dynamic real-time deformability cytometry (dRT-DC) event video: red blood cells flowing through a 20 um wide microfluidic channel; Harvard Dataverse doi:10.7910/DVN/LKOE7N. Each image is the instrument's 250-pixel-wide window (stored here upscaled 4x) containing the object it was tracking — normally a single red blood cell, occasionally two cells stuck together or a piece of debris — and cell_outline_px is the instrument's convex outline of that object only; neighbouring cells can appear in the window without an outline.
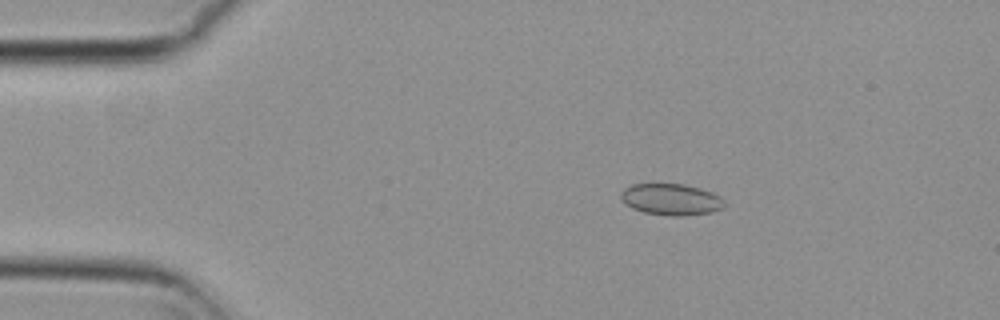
{"species": "common noctule bat (a hibernating species)", "species_latin": "Nyctalus noctula", "temperature_condition": "cold", "stored_images_in_passage": 54, "camera_frame_rate_fps": 3000, "um_per_image_px": 0.085, "animal": {"sex": "female", "body_mass_g": 29.2, "forearm_length_mm": 56.3}, "frame": {"image": 1, "passage_image": 9, "time_ms": 2.667, "image_size_px": [1000, 320], "cell_outline_px": [[724, 208], [712, 212], [684, 216], [668, 216], [644, 212], [632, 208], [620, 200], [620, 192], [624, 188], [632, 184], [684, 184], [700, 188], [712, 192], [720, 196], [724, 200]], "centroid_in_image_um": [57.04, 16.95], "position_along_channel_um": 28.0, "area_um2": 19.19}}
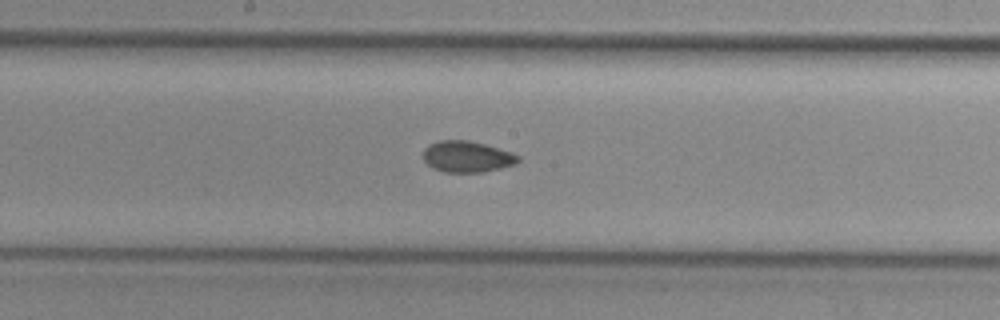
{"frame": {"image": 2, "passage_image": 28, "time_ms": 9.0, "image_size_px": [1000, 320], "cell_outline_px": [[520, 160], [516, 164], [484, 172], [444, 172], [432, 168], [424, 160], [424, 148], [428, 144], [440, 140], [468, 140], [484, 144], [512, 152], [520, 156]], "centroid_in_image_um": [39.7, 13.31], "position_along_channel_um": 208.5, "area_um2": 17.34}}
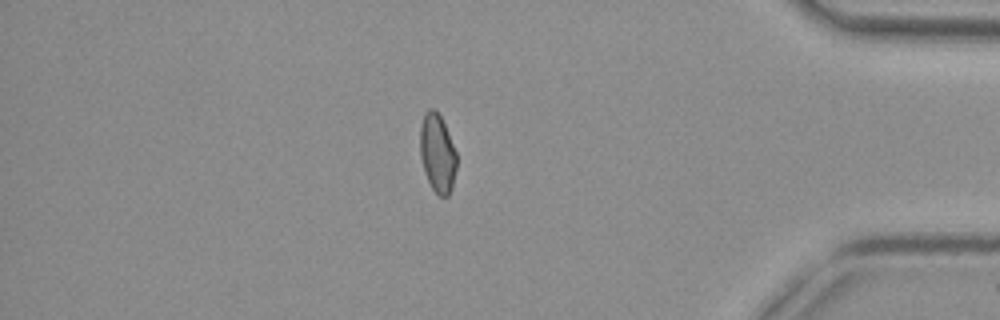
{"frame": {"image": 3, "passage_image": 46, "time_ms": 15.0, "image_size_px": [1000, 320], "cell_outline_px": [[456, 168], [452, 188], [448, 196], [440, 196], [432, 188], [424, 172], [420, 156], [420, 128], [424, 112], [428, 108], [432, 108], [440, 116], [444, 124], [456, 152]], "centroid_in_image_um": [37.16, 13.02], "position_along_channel_um": 398.0, "area_um2": 16.59}, "authors_computed_cell_mechanics": {"area_um2": 17.4556, "velocity_mm_per_s": 3.7758, "shape_relaxation_time_tau1_ms": null, "shape_relaxation_time_tau2_ms": 2.8747, "deformation_change_tau1": null, "deformation_change_tau2": 0.0631}}